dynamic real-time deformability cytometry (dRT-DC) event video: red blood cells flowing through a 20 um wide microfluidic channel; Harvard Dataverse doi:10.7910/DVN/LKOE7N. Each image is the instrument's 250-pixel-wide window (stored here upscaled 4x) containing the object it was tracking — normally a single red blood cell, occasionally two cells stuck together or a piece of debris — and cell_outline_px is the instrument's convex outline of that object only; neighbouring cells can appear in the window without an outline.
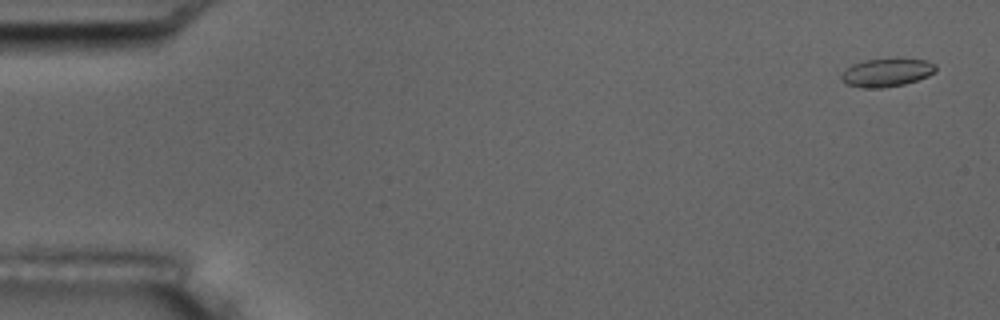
{"species": "common noctule bat (a hibernating species)", "species_latin": "Nyctalus noctula", "temperature_condition": "room temperature", "stored_images_in_passage": 7, "camera_frame_rate_fps": 3000, "um_per_image_px": 0.085, "animal": {"sex": "male", "body_mass_g": 17.5, "forearm_length_mm": 52.3}, "frame": {"image": 1, "passage_image": 1, "time_ms": 0.0, "image_size_px": [1000, 320], "cell_outline_px": [[936, 72], [928, 76], [904, 84], [884, 88], [864, 88], [844, 84], [840, 80], [840, 76], [844, 68], [852, 64], [864, 60], [896, 56], [924, 60], [936, 64]], "centroid_in_image_um": [75.34, 6.13], "position_along_channel_um": 9.7, "area_um2": 16.3}}
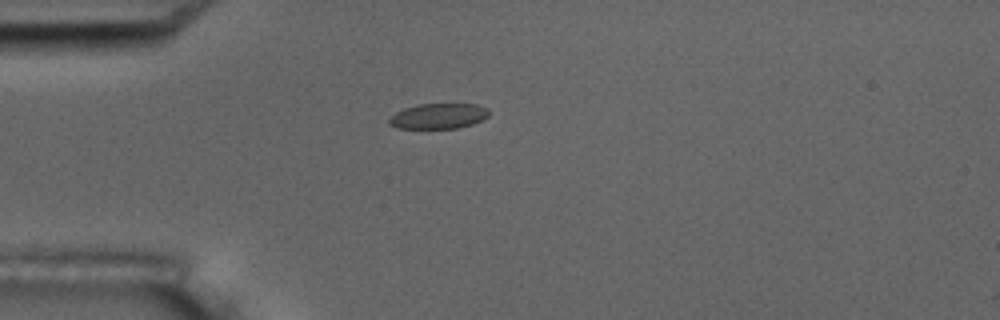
{"frame": {"image": 2, "passage_image": 4, "time_ms": 4.333, "image_size_px": [1000, 320], "cell_outline_px": [[488, 116], [472, 124], [456, 128], [396, 128], [388, 124], [388, 120], [396, 112], [404, 108], [420, 104], [476, 104], [488, 108]], "centroid_in_image_um": [37.25, 9.86], "position_along_channel_um": 47.8, "area_um2": 14.62}}